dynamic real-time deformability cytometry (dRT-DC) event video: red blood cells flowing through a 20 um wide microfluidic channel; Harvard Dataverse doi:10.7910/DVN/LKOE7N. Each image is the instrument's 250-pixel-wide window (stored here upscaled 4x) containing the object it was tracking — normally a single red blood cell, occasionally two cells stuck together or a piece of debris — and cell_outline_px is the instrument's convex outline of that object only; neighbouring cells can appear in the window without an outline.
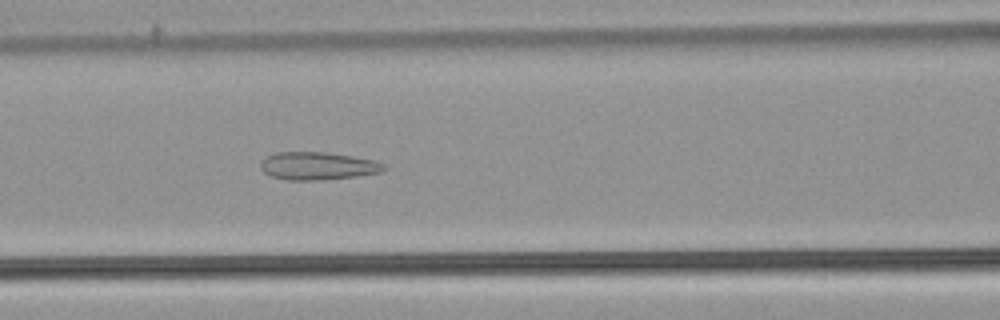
{"species": "common noctule bat (a hibernating species)", "species_latin": "Nyctalus noctula", "temperature_condition": "warm", "stored_images_in_passage": 54, "camera_frame_rate_fps": 3000, "um_per_image_px": 0.085, "animal": {"sex": "male", "body_mass_g": 21.5, "forearm_length_mm": 52.0}, "frame": {"image": 1, "passage_image": 23, "time_ms": 7.333, "image_size_px": [1000, 320], "cell_outline_px": [[388, 168], [380, 172], [356, 176], [324, 180], [288, 180], [272, 176], [264, 172], [260, 168], [260, 160], [276, 152], [324, 152], [352, 156], [376, 160], [384, 164]], "centroid_in_image_um": [27.01, 14.1], "position_along_channel_um": 139.6, "area_um2": 20.06}}
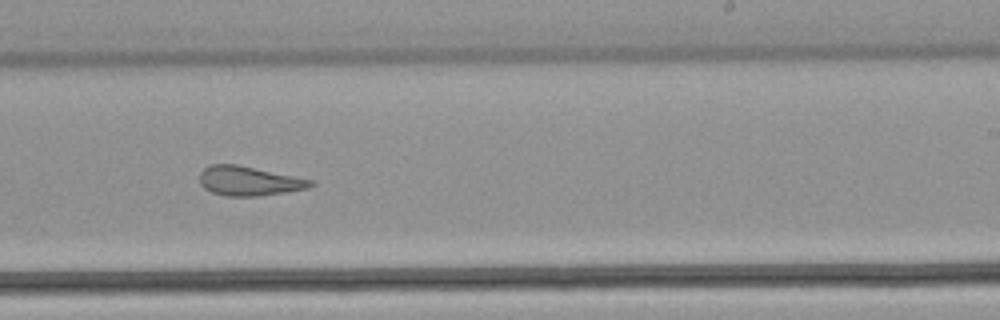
{"frame": {"image": 2, "passage_image": 33, "time_ms": 10.667, "image_size_px": [1000, 320], "cell_outline_px": [[316, 184], [308, 188], [260, 196], [224, 196], [212, 192], [204, 188], [200, 184], [200, 172], [204, 168], [212, 164], [236, 164], [312, 180]], "centroid_in_image_um": [21.13, 15.39], "position_along_channel_um": 267.9, "area_um2": 18.84}}
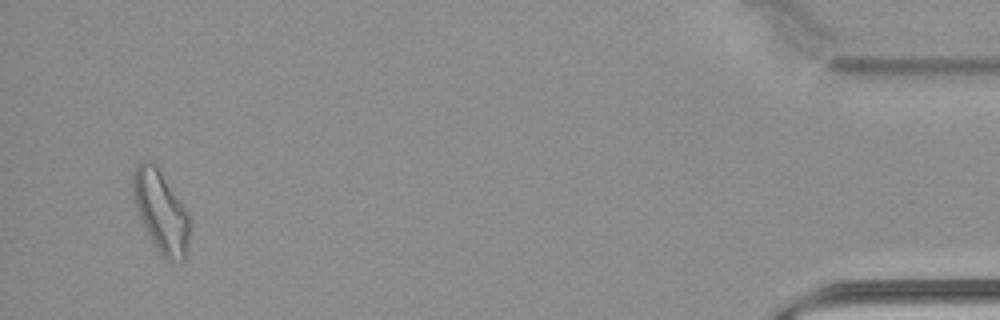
{"frame": {"image": 3, "passage_image": 51, "time_ms": 16.667, "image_size_px": [1000, 320], "cell_outline_px": [[188, 244], [184, 260], [172, 264], [164, 260], [152, 240], [136, 208], [132, 192], [132, 176], [136, 164], [140, 160], [148, 160], [156, 164], [188, 212]], "centroid_in_image_um": [13.66, 17.97], "position_along_channel_um": 421.5, "area_um2": 26.82}}